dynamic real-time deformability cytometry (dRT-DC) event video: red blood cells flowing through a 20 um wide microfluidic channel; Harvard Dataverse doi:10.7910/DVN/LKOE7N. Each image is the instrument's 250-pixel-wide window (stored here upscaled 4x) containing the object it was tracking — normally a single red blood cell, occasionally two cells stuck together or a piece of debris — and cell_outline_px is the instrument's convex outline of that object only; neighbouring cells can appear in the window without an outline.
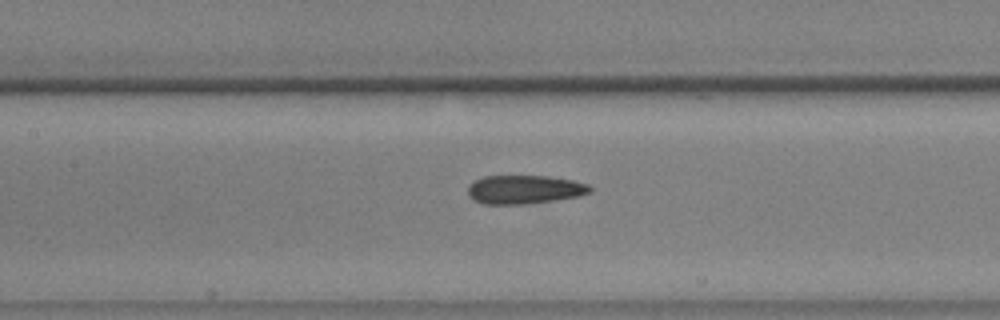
{"species": "common noctule bat (a hibernating species)", "species_latin": "Nyctalus noctula", "temperature_condition": "warm", "stored_images_in_passage": 28, "camera_frame_rate_fps": 3000, "um_per_image_px": 0.085, "animal": {"sex": "male", "body_mass_g": 17.9, "forearm_length_mm": 54.2}, "frame": {"image": 1, "passage_image": 12, "time_ms": 3.667, "image_size_px": [1000, 320], "cell_outline_px": [[592, 192], [580, 196], [528, 204], [484, 204], [472, 200], [468, 196], [468, 188], [476, 180], [484, 176], [548, 176], [572, 180], [588, 184], [592, 188]], "centroid_in_image_um": [44.59, 16.12], "position_along_channel_um": 162.8, "area_um2": 20.46}}
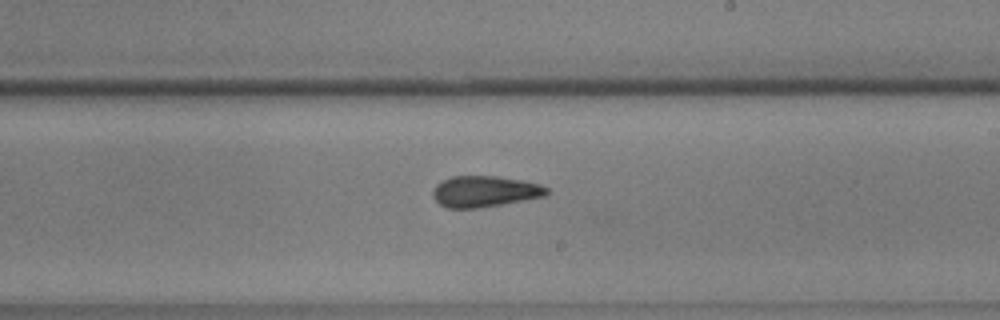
{"frame": {"image": 2, "passage_image": 19, "time_ms": 6.0, "image_size_px": [1000, 320], "cell_outline_px": [[548, 196], [476, 208], [448, 208], [440, 204], [432, 196], [432, 192], [436, 184], [452, 176], [496, 176], [520, 180], [540, 184], [548, 188]], "centroid_in_image_um": [41.2, 16.27], "position_along_channel_um": 247.8, "area_um2": 20.52}}
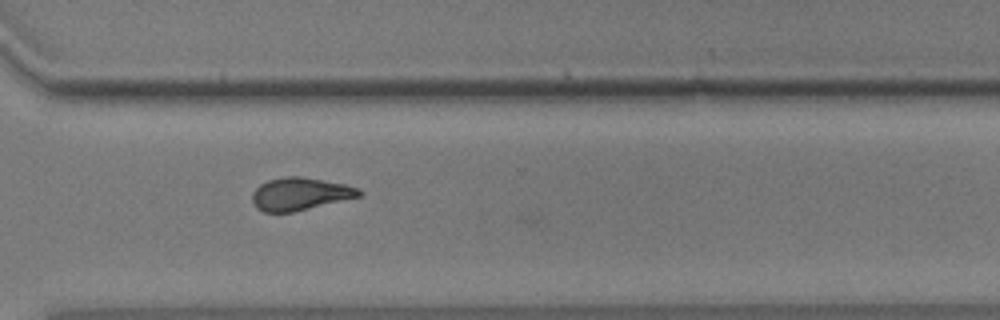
{"frame": {"image": 3, "passage_image": 27, "time_ms": 8.667, "image_size_px": [1000, 320], "cell_outline_px": [[364, 192], [360, 196], [292, 212], [264, 212], [256, 208], [252, 200], [252, 192], [260, 184], [268, 180], [284, 176], [300, 176], [344, 184], [360, 188]], "centroid_in_image_um": [25.48, 16.48], "position_along_channel_um": 345.1, "area_um2": 20.23}}